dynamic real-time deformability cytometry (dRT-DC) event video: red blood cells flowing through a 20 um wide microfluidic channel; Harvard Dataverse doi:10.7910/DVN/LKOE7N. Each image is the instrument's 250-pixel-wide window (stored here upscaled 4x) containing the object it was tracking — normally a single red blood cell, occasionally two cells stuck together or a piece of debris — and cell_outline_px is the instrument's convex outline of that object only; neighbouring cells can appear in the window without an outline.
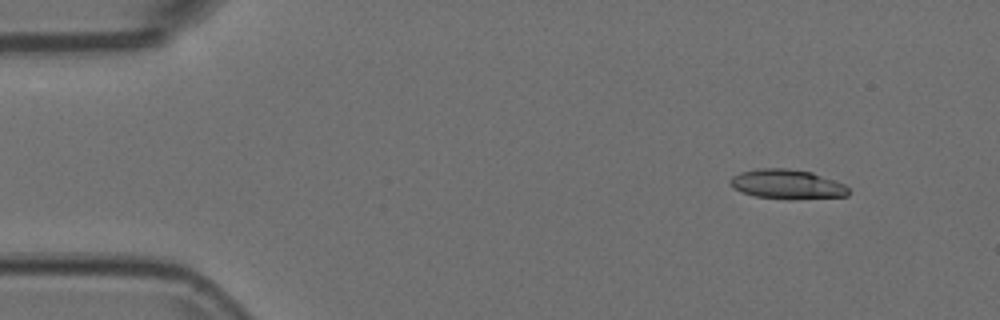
{"species": "Egyptian fruit bat (a non-hibernating species)", "species_latin": "Rousettus aegyptiacus", "temperature_condition": "room temperature", "stored_images_in_passage": 17, "camera_frame_rate_fps": 3000, "um_per_image_px": 0.085, "animal": {"sex": "female"}, "frame": {"image": 1, "passage_image": 5, "time_ms": 1.333, "image_size_px": [1000, 320], "cell_outline_px": [[848, 196], [792, 200], [756, 196], [732, 188], [728, 180], [732, 176], [740, 172], [756, 168], [788, 168], [812, 172], [844, 184], [848, 188]], "centroid_in_image_um": [66.88, 15.66], "position_along_channel_um": 18.1, "area_um2": 20.52}}
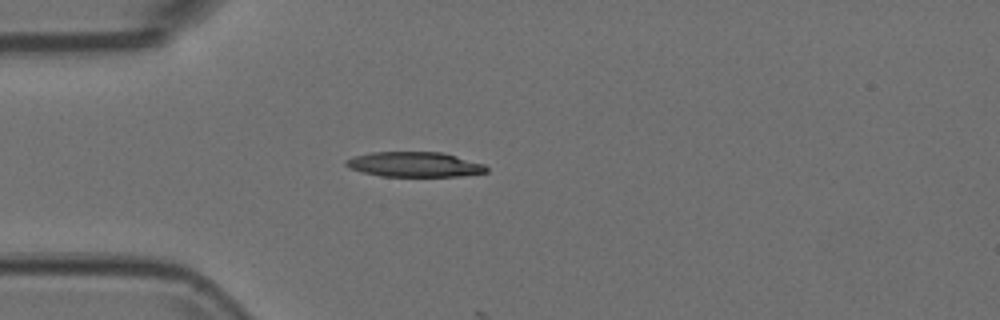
{"frame": {"image": 2, "passage_image": 14, "time_ms": 4.333, "image_size_px": [1000, 320], "cell_outline_px": [[488, 172], [460, 176], [380, 176], [348, 168], [344, 164], [344, 160], [352, 156], [372, 152], [444, 152], [484, 164], [488, 168]], "centroid_in_image_um": [35.22, 13.97], "position_along_channel_um": 49.8, "area_um2": 20.58}}